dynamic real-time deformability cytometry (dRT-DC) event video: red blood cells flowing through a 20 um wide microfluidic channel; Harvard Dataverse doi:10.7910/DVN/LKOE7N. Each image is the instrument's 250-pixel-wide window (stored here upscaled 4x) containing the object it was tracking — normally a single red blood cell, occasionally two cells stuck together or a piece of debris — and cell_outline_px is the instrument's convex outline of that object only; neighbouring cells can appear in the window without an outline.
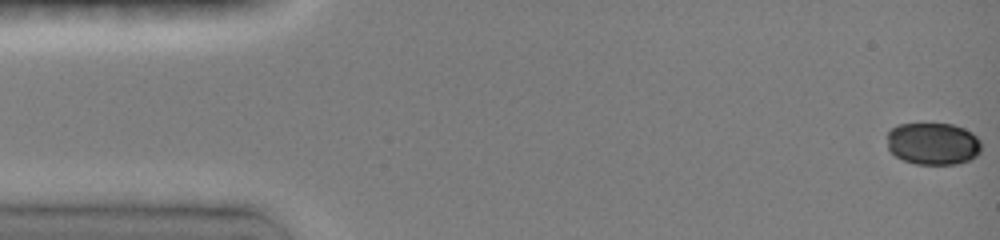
{"species": "common noctule bat (a hibernating species)", "species_latin": "Nyctalus noctula", "temperature_condition": "room temperature", "stored_images_in_passage": 48, "camera_frame_rate_fps": 3000, "um_per_image_px": 0.085, "animal": {"sex": "female", "body_mass_g": 19.0, "forearm_length_mm": 51.5}, "frame": {"image": 1, "passage_image": 1, "time_ms": 0.0, "image_size_px": [1000, 240], "cell_outline_px": [[980, 152], [976, 156], [968, 160], [956, 164], [916, 164], [904, 160], [896, 156], [888, 148], [888, 132], [892, 128], [900, 124], [952, 124], [964, 128], [972, 132], [980, 140]], "centroid_in_image_um": [79.32, 12.21], "position_along_channel_um": 5.7, "area_um2": 23.06}}
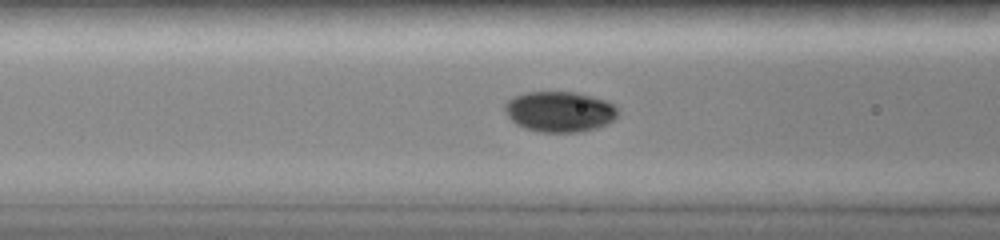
{"frame": {"image": 2, "passage_image": 19, "time_ms": 6.0, "image_size_px": [1000, 240], "cell_outline_px": [[616, 116], [612, 120], [596, 128], [580, 132], [540, 132], [524, 128], [516, 124], [508, 116], [504, 108], [504, 104], [512, 96], [528, 92], [576, 92], [592, 96], [604, 100], [612, 104], [616, 108]], "centroid_in_image_um": [47.51, 9.48], "position_along_channel_um": 119.1, "area_um2": 26.53}}
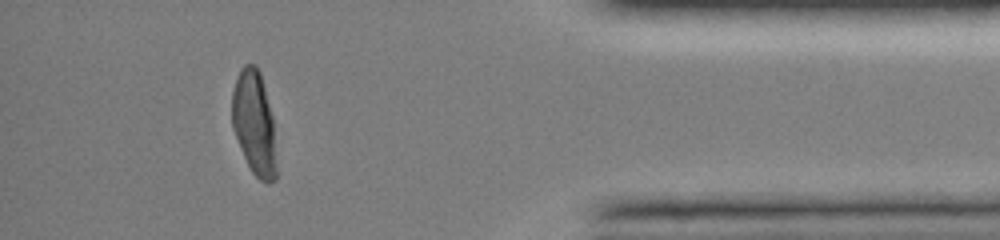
{"frame": {"image": 3, "passage_image": 43, "time_ms": 14.0, "image_size_px": [1000, 240], "cell_outline_px": [[276, 180], [268, 184], [260, 180], [252, 172], [244, 156], [232, 128], [232, 92], [240, 68], [244, 64], [256, 64], [260, 72], [272, 116], [276, 164]], "centroid_in_image_um": [21.6, 10.47], "position_along_channel_um": 413.6, "area_um2": 26.76}, "authors_computed_cell_mechanics": {"area_um2": 26.7036, "velocity_mm_per_s": 4.0256, "shape_relaxation_time_tau1_ms": 1.5031, "shape_relaxation_time_tau2_ms": null, "deformation_change_tau1": 0.0932, "deformation_change_tau2": null}}